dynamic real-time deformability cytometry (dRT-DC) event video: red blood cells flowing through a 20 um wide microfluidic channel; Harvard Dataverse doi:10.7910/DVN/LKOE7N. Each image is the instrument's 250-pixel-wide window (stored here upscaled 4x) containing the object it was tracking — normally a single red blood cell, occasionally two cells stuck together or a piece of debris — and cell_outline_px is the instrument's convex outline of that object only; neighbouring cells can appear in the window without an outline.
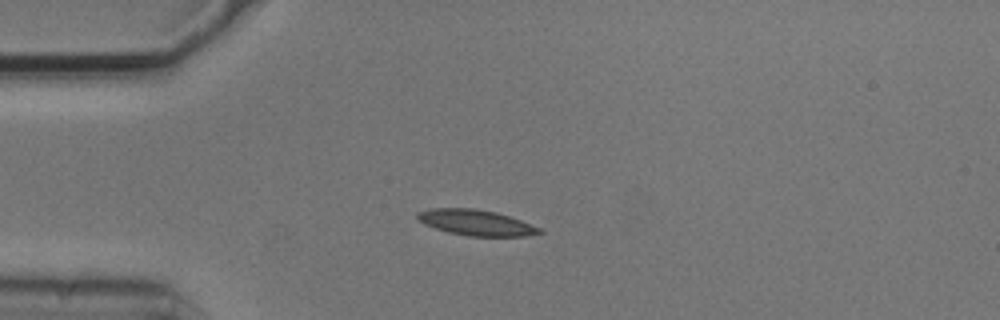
{"species": "common noctule bat (a hibernating species)", "species_latin": "Nyctalus noctula", "temperature_condition": "cold", "stored_images_in_passage": 5, "camera_frame_rate_fps": 3000, "um_per_image_px": 0.085, "animal": {"sex": "male", "body_mass_g": 20.5, "forearm_length_mm": 52.5}, "frame": {"image": 1, "passage_image": 3, "time_ms": 0.667, "image_size_px": [1000, 320], "cell_outline_px": [[544, 232], [524, 236], [468, 236], [448, 232], [424, 224], [416, 216], [416, 212], [428, 208], [472, 208], [496, 212], [520, 220], [540, 228]], "centroid_in_image_um": [40.42, 18.91], "position_along_channel_um": 44.6, "area_um2": 18.15}}
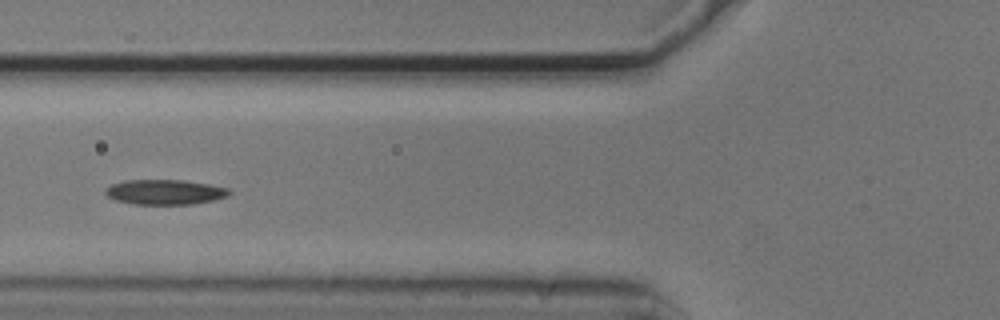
{"frame": {"image": 2, "passage_image": 5, "time_ms": 1.333, "image_size_px": [1000, 320], "cell_outline_px": [[232, 192], [228, 196], [212, 200], [192, 204], [136, 204], [116, 200], [108, 196], [104, 192], [104, 188], [112, 184], [124, 180], [184, 180], [208, 184], [228, 188]], "centroid_in_image_um": [14.0, 16.31], "position_along_channel_um": 111.8, "area_um2": 17.98}}